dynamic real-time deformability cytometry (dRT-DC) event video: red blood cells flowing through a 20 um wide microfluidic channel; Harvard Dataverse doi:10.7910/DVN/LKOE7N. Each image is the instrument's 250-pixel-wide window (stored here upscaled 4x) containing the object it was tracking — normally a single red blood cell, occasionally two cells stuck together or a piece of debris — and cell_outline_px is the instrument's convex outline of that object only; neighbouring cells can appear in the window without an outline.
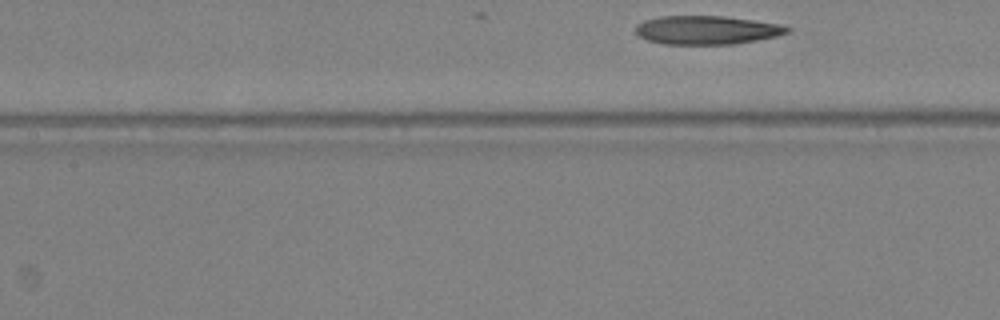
{"species": "Egyptian fruit bat (a non-hibernating species)", "species_latin": "Rousettus aegyptiacus", "temperature_condition": "warm", "stored_images_in_passage": 7, "camera_frame_rate_fps": 3000, "um_per_image_px": 0.085, "animal": {"sex": "female"}, "frame": {"image": 1, "passage_image": 6, "time_ms": 1.667, "image_size_px": [1000, 320], "cell_outline_px": [[792, 28], [788, 32], [776, 36], [732, 44], [668, 44], [648, 40], [640, 36], [636, 32], [636, 24], [644, 20], [656, 16], [728, 16], [784, 24]], "centroid_in_image_um": [60.1, 2.53], "position_along_channel_um": 147.3, "area_um2": 25.37}}